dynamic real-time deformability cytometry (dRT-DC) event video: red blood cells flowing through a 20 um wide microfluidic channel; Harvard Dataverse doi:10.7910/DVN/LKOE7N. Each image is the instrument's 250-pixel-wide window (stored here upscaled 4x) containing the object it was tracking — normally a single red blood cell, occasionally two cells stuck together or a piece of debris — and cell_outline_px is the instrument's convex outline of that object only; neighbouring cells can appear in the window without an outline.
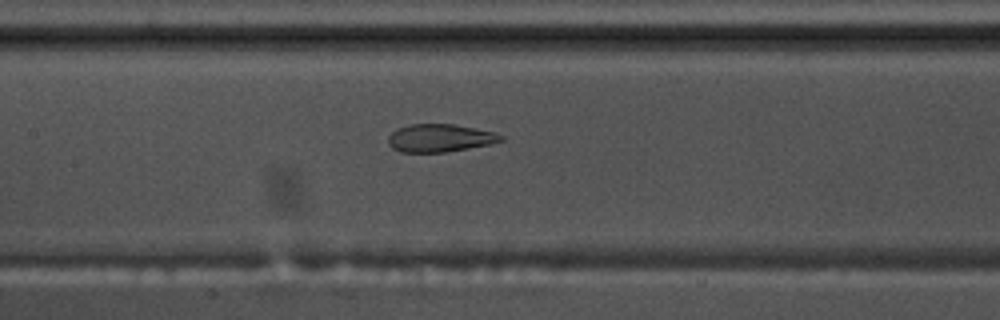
{"species": "common noctule bat (a hibernating species)", "species_latin": "Nyctalus noctula", "temperature_condition": "warm", "stored_images_in_passage": 42, "camera_frame_rate_fps": 3000, "um_per_image_px": 0.085, "animal": {"sex": "male", "body_mass_g": 17.5, "forearm_length_mm": 52.3}, "frame": {"image": 1, "passage_image": 13, "time_ms": 4.0, "image_size_px": [1000, 320], "cell_outline_px": [[504, 140], [488, 144], [468, 148], [444, 152], [400, 152], [392, 148], [388, 144], [388, 136], [396, 128], [412, 124], [452, 124], [492, 132], [504, 136]], "centroid_in_image_um": [37.33, 11.73], "position_along_channel_um": 170.1, "area_um2": 18.09}}
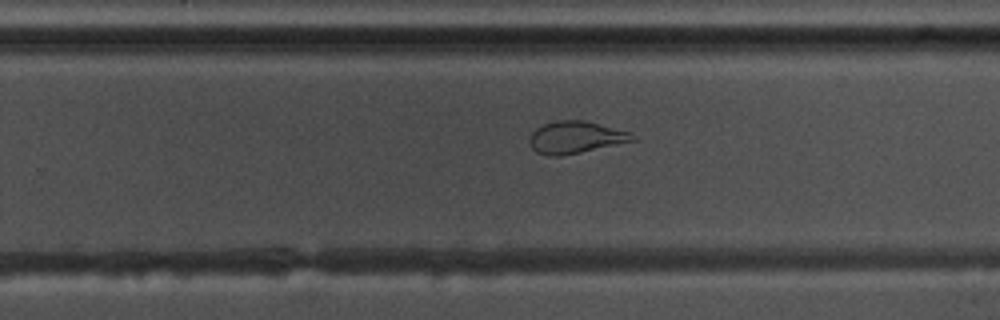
{"frame": {"image": 2, "passage_image": 22, "time_ms": 7.0, "image_size_px": [1000, 320], "cell_outline_px": [[636, 140], [580, 152], [560, 156], [548, 156], [536, 152], [532, 148], [528, 140], [532, 132], [536, 128], [544, 124], [556, 120], [584, 120], [632, 132], [636, 136]], "centroid_in_image_um": [48.92, 11.67], "position_along_channel_um": 280.9, "area_um2": 19.31}}
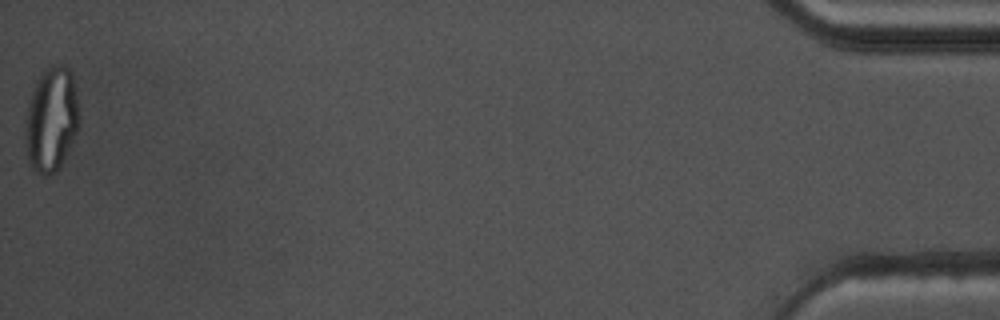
{"frame": {"image": 3, "passage_image": 42, "time_ms": 13.667, "image_size_px": [1000, 320], "cell_outline_px": [[80, 124], [72, 144], [60, 168], [56, 172], [48, 176], [44, 176], [36, 172], [32, 168], [28, 160], [24, 136], [24, 128], [28, 104], [32, 88], [36, 80], [44, 68], [52, 64], [64, 64], [72, 72], [76, 92], [80, 116]], "centroid_in_image_um": [4.37, 10.14], "position_along_channel_um": 430.8, "area_um2": 33.81}, "authors_computed_cell_mechanics": {"area_um2": 21.9929, "velocity_mm_per_s": 3.7064, "shape_relaxation_time_tau1_ms": null, "shape_relaxation_time_tau2_ms": 1.1815, "deformation_change_tau1": null, "deformation_change_tau2": 0.0696}}